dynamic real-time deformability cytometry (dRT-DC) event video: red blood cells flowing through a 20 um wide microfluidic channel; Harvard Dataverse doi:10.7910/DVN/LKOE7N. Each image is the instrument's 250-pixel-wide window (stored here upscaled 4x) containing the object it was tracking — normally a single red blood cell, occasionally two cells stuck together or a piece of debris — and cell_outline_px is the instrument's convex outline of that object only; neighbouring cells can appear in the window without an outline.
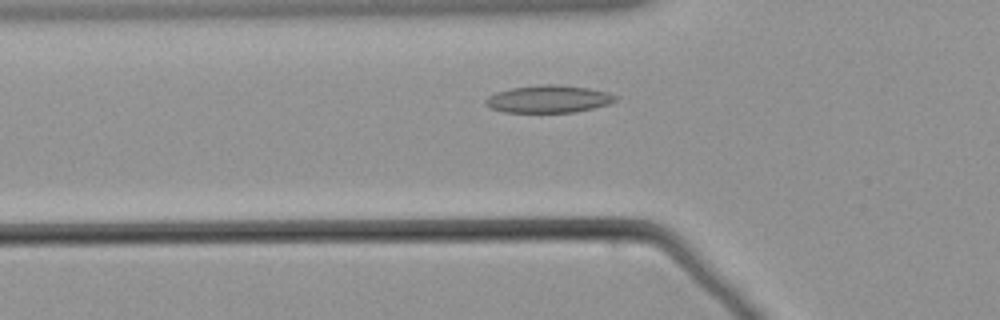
{"species": "common noctule bat (a hibernating species)", "species_latin": "Nyctalus noctula", "temperature_condition": "warm", "stored_images_in_passage": 46, "camera_frame_rate_fps": 3000, "um_per_image_px": 0.085, "animal": {"sex": "male", "body_mass_g": 21.5, "forearm_length_mm": 52.0}, "frame": {"image": 1, "passage_image": 8, "time_ms": 2.333, "image_size_px": [1000, 320], "cell_outline_px": [[620, 96], [616, 100], [608, 104], [592, 108], [572, 112], [504, 112], [492, 108], [484, 104], [484, 100], [488, 96], [496, 92], [512, 88], [544, 84], [556, 84], [588, 88], [608, 92]], "centroid_in_image_um": [46.63, 8.41], "position_along_channel_um": 79.2, "area_um2": 20.69}}
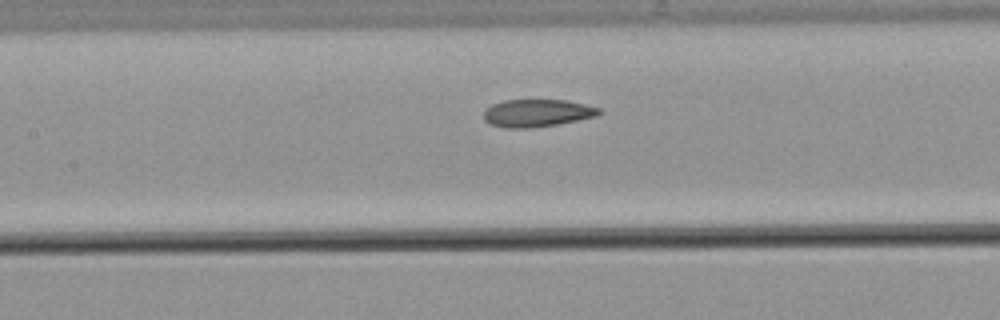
{"frame": {"image": 2, "passage_image": 15, "time_ms": 4.667, "image_size_px": [1000, 320], "cell_outline_px": [[604, 112], [596, 116], [556, 124], [532, 128], [504, 128], [488, 124], [484, 120], [484, 108], [492, 104], [504, 100], [564, 100], [584, 104], [600, 108]], "centroid_in_image_um": [45.6, 9.61], "position_along_channel_um": 161.8, "area_um2": 18.61}}
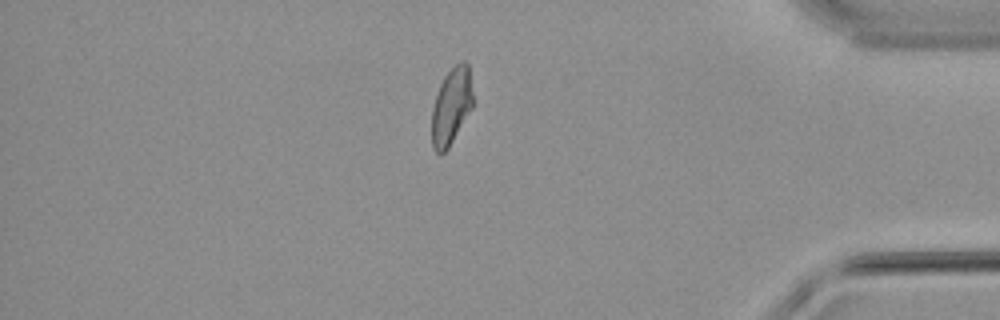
{"frame": {"image": 3, "passage_image": 38, "time_ms": 12.333, "image_size_px": [1000, 320], "cell_outline_px": [[472, 108], [448, 148], [444, 152], [436, 152], [432, 148], [432, 108], [440, 84], [444, 76], [460, 60], [464, 60], [468, 64], [472, 92]], "centroid_in_image_um": [38.36, 9.01], "position_along_channel_um": 396.8, "area_um2": 18.15}}